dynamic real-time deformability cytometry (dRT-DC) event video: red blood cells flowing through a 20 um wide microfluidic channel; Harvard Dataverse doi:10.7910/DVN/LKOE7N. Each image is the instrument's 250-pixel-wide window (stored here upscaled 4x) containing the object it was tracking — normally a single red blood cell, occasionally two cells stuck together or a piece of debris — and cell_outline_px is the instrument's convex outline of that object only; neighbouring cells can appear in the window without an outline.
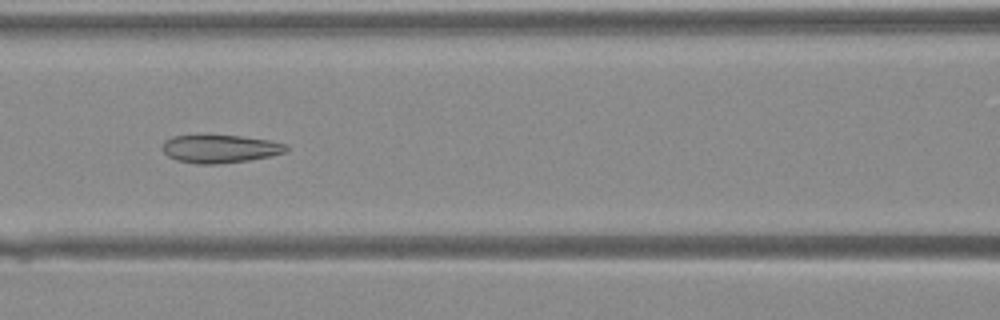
{"species": "Egyptian fruit bat (a non-hibernating species)", "species_latin": "Rousettus aegyptiacus", "temperature_condition": "warm", "stored_images_in_passage": 30, "camera_frame_rate_fps": 3000, "um_per_image_px": 0.085, "animal": {"sex": "female"}, "frame": {"image": 1, "passage_image": 7, "time_ms": 2.0, "image_size_px": [1000, 320], "cell_outline_px": [[288, 148], [284, 152], [268, 156], [248, 160], [216, 164], [196, 164], [176, 160], [168, 156], [160, 148], [164, 140], [172, 136], [240, 136], [268, 140], [288, 144]], "centroid_in_image_um": [18.65, 12.65], "position_along_channel_um": 147.9, "area_um2": 20.06}}
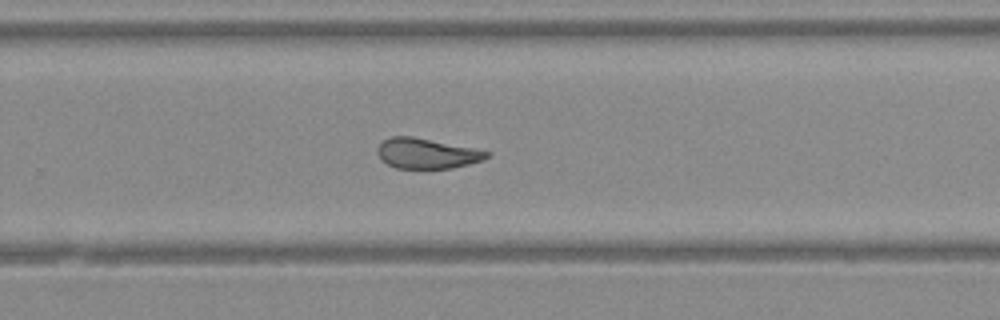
{"frame": {"image": 2, "passage_image": 16, "time_ms": 5.0, "image_size_px": [1000, 320], "cell_outline_px": [[488, 156], [484, 160], [452, 168], [396, 168], [380, 160], [376, 152], [376, 148], [388, 136], [412, 136], [472, 148], [488, 152]], "centroid_in_image_um": [36.2, 13.04], "position_along_channel_um": 293.6, "area_um2": 19.13}}
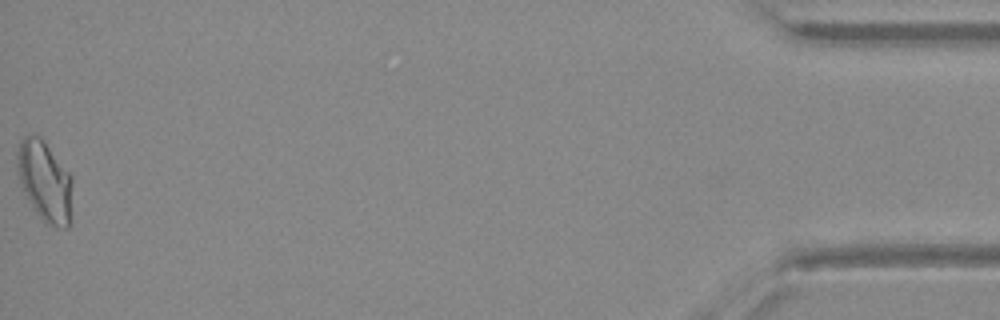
{"frame": {"image": 3, "passage_image": 30, "time_ms": 9.667, "image_size_px": [1000, 320], "cell_outline_px": [[72, 184], [68, 228], [60, 228], [44, 224], [36, 212], [20, 180], [16, 168], [16, 152], [24, 136], [28, 132], [40, 136], [72, 176]], "centroid_in_image_um": [3.8, 15.37], "position_along_channel_um": 431.4, "area_um2": 25.66}}